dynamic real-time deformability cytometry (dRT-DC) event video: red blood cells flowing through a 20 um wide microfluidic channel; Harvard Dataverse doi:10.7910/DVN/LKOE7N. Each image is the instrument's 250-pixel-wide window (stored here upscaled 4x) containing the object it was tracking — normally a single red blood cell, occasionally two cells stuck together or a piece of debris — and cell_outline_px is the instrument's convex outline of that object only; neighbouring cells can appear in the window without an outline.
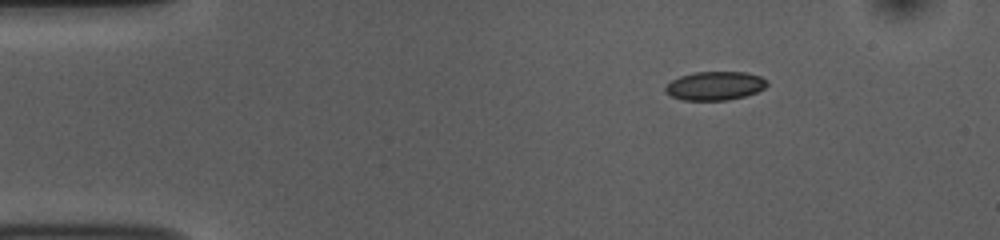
{"species": "common noctule bat (a hibernating species)", "species_latin": "Nyctalus noctula", "temperature_condition": "room temperature", "stored_images_in_passage": 46, "camera_frame_rate_fps": 3000, "um_per_image_px": 0.085, "animal": {"sex": "female", "body_mass_g": 10.0, "forearm_length_mm": 53.1}, "frame": {"image": 1, "passage_image": 1, "time_ms": 0.0, "image_size_px": [1000, 240], "cell_outline_px": [[768, 84], [764, 88], [756, 92], [744, 96], [728, 100], [684, 100], [672, 96], [664, 88], [672, 80], [680, 76], [696, 72], [744, 72], [760, 76], [768, 80]], "centroid_in_image_um": [60.81, 7.29], "position_along_channel_um": 24.2, "area_um2": 16.82}}
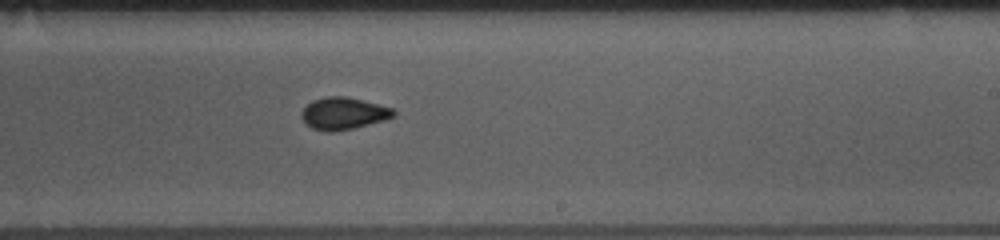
{"frame": {"image": 2, "passage_image": 25, "time_ms": 8.0, "image_size_px": [1000, 240], "cell_outline_px": [[396, 116], [384, 120], [352, 128], [332, 132], [328, 132], [312, 128], [304, 124], [300, 116], [300, 112], [312, 100], [328, 96], [348, 96], [392, 108], [396, 112]], "centroid_in_image_um": [29.16, 9.64], "position_along_channel_um": 259.8, "area_um2": 17.28}}
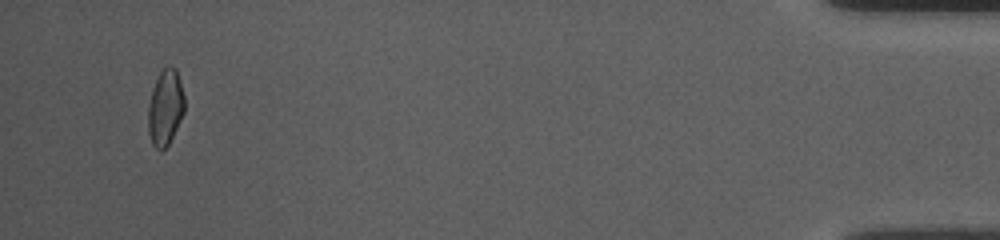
{"frame": {"image": 3, "passage_image": 44, "time_ms": 14.333, "image_size_px": [1000, 240], "cell_outline_px": [[184, 112], [168, 144], [160, 152], [152, 144], [148, 132], [148, 104], [152, 88], [160, 72], [168, 64], [176, 68], [184, 96]], "centroid_in_image_um": [14.03, 9.12], "position_along_channel_um": 421.2, "area_um2": 16.01}, "authors_computed_cell_mechanics": {"area_um2": 16.8776, "velocity_mm_per_s": 3.7676, "shape_relaxation_time_tau1_ms": 4.2164, "shape_relaxation_time_tau2_ms": 2.9524, "deformation_change_tau1": 0.1003, "deformation_change_tau2": 0.0467}}